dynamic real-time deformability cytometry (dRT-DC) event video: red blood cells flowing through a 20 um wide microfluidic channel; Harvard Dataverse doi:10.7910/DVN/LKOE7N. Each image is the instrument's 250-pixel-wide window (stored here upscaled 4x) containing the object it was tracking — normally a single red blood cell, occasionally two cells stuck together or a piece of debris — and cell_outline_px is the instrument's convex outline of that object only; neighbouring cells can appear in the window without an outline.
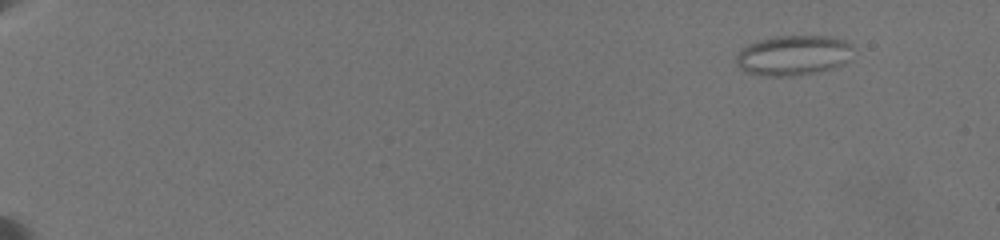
{"species": "common noctule bat (a hibernating species)", "species_latin": "Nyctalus noctula", "temperature_condition": "warm", "stored_images_in_passage": 30, "camera_frame_rate_fps": 3000, "um_per_image_px": 0.085, "animal": {"sex": "female", "body_mass_g": 19.5, "forearm_length_mm": 54.1}, "frame": {"image": 1, "passage_image": 1, "time_ms": 0.0, "image_size_px": [1000, 240], "cell_outline_px": [[852, 48], [844, 64], [832, 68], [812, 72], [788, 76], [772, 76], [744, 72], [740, 68], [736, 60], [736, 56], [740, 48], [748, 44], [760, 40], [776, 36], [828, 36], [844, 40], [852, 44]], "centroid_in_image_um": [67.39, 4.69], "position_along_channel_um": 17.6, "area_um2": 26.99}}
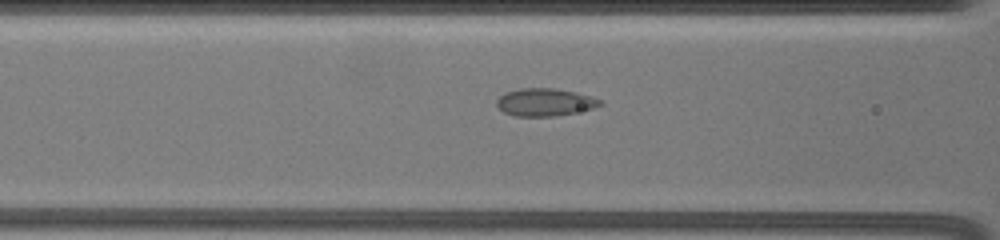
{"frame": {"image": 2, "passage_image": 13, "time_ms": 8.0, "image_size_px": [1000, 240], "cell_outline_px": [[604, 104], [592, 108], [556, 116], [516, 116], [504, 112], [496, 104], [496, 100], [504, 92], [520, 88], [556, 88], [576, 92], [604, 100]], "centroid_in_image_um": [46.32, 8.67], "position_along_channel_um": 120.3, "area_um2": 16.7}}
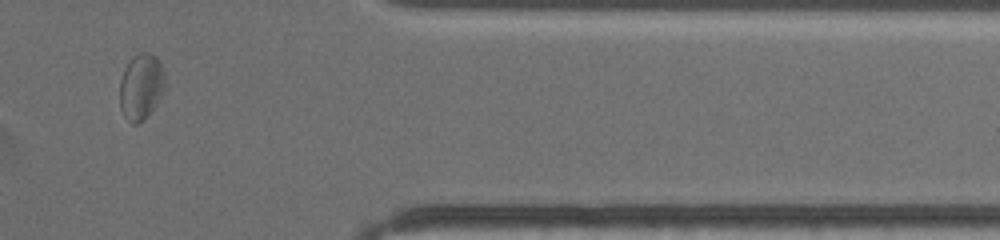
{"frame": {"image": 3, "passage_image": 26, "time_ms": 16.333, "image_size_px": [1000, 240], "cell_outline_px": [[168, 84], [160, 100], [148, 116], [144, 120], [136, 124], [132, 124], [124, 116], [120, 108], [120, 80], [124, 68], [132, 56], [140, 52], [148, 52], [156, 56], [164, 72]], "centroid_in_image_um": [12.02, 7.37], "position_along_channel_um": 399.4, "area_um2": 17.98}, "authors_computed_cell_mechanics": {"area_um2": 17.6001, "velocity_mm_per_s": 3.5245, "shape_relaxation_time_tau1_ms": null, "shape_relaxation_time_tau2_ms": 0.631, "deformation_change_tau1": null, "deformation_change_tau2": 0.0388}}